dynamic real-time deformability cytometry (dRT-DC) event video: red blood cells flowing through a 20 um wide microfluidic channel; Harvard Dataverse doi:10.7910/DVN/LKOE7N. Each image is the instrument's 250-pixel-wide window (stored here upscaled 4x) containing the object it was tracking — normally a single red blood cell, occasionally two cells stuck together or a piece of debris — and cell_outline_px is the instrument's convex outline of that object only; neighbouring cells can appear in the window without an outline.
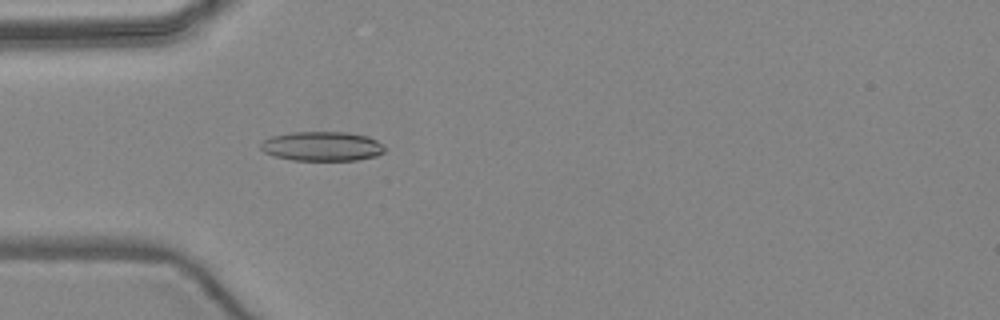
{"species": "common noctule bat (a hibernating species)", "species_latin": "Nyctalus noctula", "temperature_condition": "warm", "stored_images_in_passage": 4, "camera_frame_rate_fps": 3000, "um_per_image_px": 0.085, "animal": {"sex": "female", "body_mass_g": 24.6, "forearm_length_mm": 56.2}, "frame": {"image": 1, "passage_image": 4, "time_ms": 4.667, "image_size_px": [1000, 320], "cell_outline_px": [[384, 152], [376, 156], [356, 160], [292, 160], [276, 156], [264, 152], [260, 148], [260, 144], [264, 140], [272, 136], [292, 132], [344, 132], [368, 136], [384, 144]], "centroid_in_image_um": [27.39, 12.43], "position_along_channel_um": 57.6, "area_um2": 21.21}}